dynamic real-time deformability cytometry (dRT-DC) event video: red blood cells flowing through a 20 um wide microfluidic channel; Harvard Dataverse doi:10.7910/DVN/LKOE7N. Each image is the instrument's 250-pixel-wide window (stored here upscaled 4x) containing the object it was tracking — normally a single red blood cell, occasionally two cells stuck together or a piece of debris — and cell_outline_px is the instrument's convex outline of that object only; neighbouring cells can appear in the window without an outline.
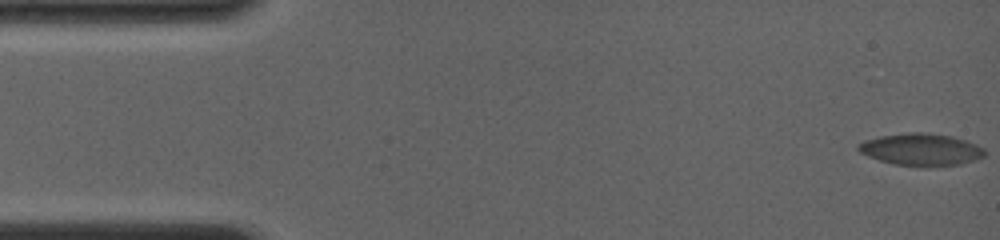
{"species": "common noctule bat (a hibernating species)", "species_latin": "Nyctalus noctula", "temperature_condition": "room temperature", "stored_images_in_passage": 48, "camera_frame_rate_fps": 4000, "um_per_image_px": 0.085, "animal": {"sex": "female", "body_mass_g": 19.0, "forearm_length_mm": 56.7}, "frame": {"image": 1, "passage_image": 1, "time_ms": 0.0, "image_size_px": [1000, 240], "cell_outline_px": [[984, 156], [960, 164], [928, 168], [924, 168], [896, 164], [880, 160], [868, 156], [860, 152], [856, 148], [864, 140], [880, 136], [908, 132], [924, 132], [952, 136], [976, 144], [984, 148]], "centroid_in_image_um": [78.29, 12.72], "position_along_channel_um": 6.7, "area_um2": 23.76}}
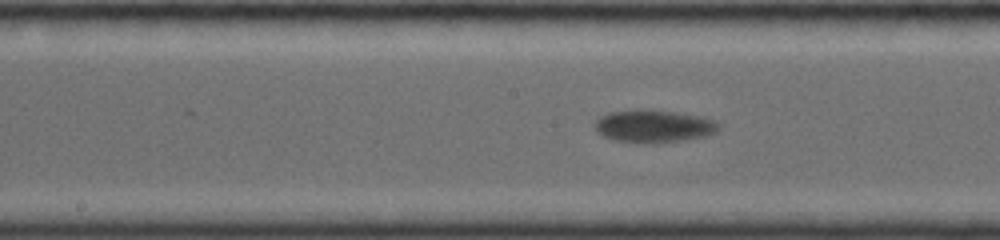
{"frame": {"image": 2, "passage_image": 21, "time_ms": 8.25, "image_size_px": [1000, 240], "cell_outline_px": [[720, 128], [716, 132], [704, 136], [684, 140], [652, 144], [640, 144], [612, 140], [596, 132], [596, 120], [600, 116], [608, 112], [640, 108], [672, 112], [700, 116], [712, 120]], "centroid_in_image_um": [55.49, 10.74], "position_along_channel_um": 192.7, "area_um2": 23.76}}
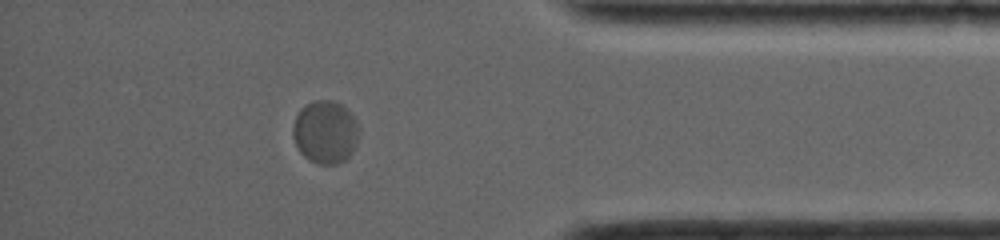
{"frame": {"image": 3, "passage_image": 41, "time_ms": 14.25, "image_size_px": [1000, 240], "cell_outline_px": [[360, 136], [352, 152], [344, 160], [336, 164], [316, 164], [308, 160], [300, 152], [292, 136], [292, 128], [296, 116], [300, 108], [304, 104], [312, 100], [332, 100], [348, 108], [356, 120], [360, 128]], "centroid_in_image_um": [27.66, 11.2], "position_along_channel_um": 407.5, "area_um2": 24.74}, "authors_computed_cell_mechanics": {"area_um2": 23.0911, "velocity_mm_per_s": 3.8109, "shape_relaxation_time_tau1_ms": 8.995, "shape_relaxation_time_tau2_ms": null, "deformation_change_tau1": 0.1923, "deformation_change_tau2": null}}